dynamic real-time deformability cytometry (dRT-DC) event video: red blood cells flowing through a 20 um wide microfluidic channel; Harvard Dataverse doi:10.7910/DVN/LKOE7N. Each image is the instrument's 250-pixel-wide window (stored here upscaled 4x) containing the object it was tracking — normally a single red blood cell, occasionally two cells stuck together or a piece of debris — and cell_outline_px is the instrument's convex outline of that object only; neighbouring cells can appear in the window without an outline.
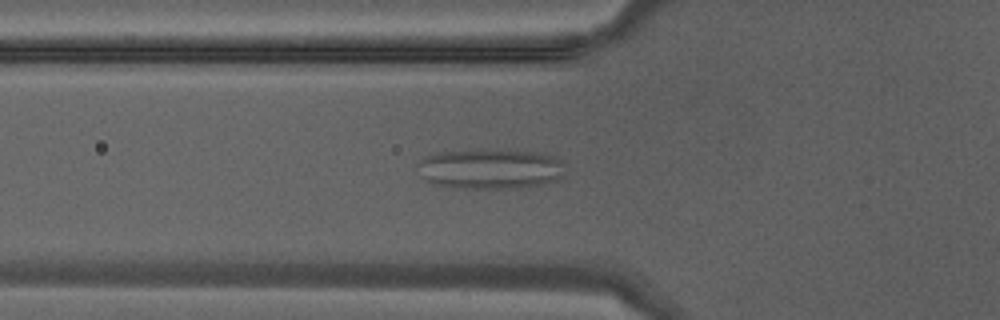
{"species": "Egyptian fruit bat (a non-hibernating species)", "species_latin": "Rousettus aegyptiacus", "temperature_condition": "warm", "stored_images_in_passage": 41, "camera_frame_rate_fps": 3000, "um_per_image_px": 0.085, "animal": {"sex": "male"}, "frame": {"image": 1, "passage_image": 16, "time_ms": 5.0, "image_size_px": [1000, 320], "cell_outline_px": [[564, 176], [560, 180], [544, 184], [516, 188], [468, 188], [432, 184], [424, 180], [420, 176], [416, 164], [424, 156], [436, 152], [548, 152], [556, 156], [560, 160]], "centroid_in_image_um": [41.68, 14.39], "position_along_channel_um": 84.1, "area_um2": 34.04}}
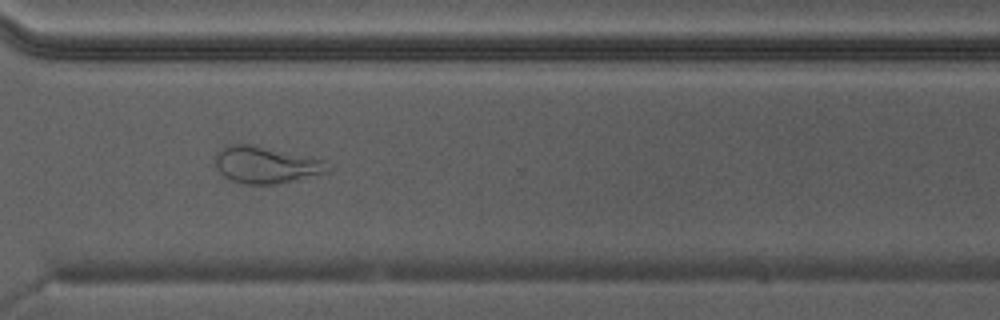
{"frame": {"image": 2, "passage_image": 32, "time_ms": 10.333, "image_size_px": [1000, 320], "cell_outline_px": [[328, 172], [292, 180], [272, 184], [244, 184], [232, 180], [224, 176], [212, 164], [216, 152], [224, 144], [252, 144], [324, 160]], "centroid_in_image_um": [22.47, 13.99], "position_along_channel_um": 348.1, "area_um2": 23.99}}
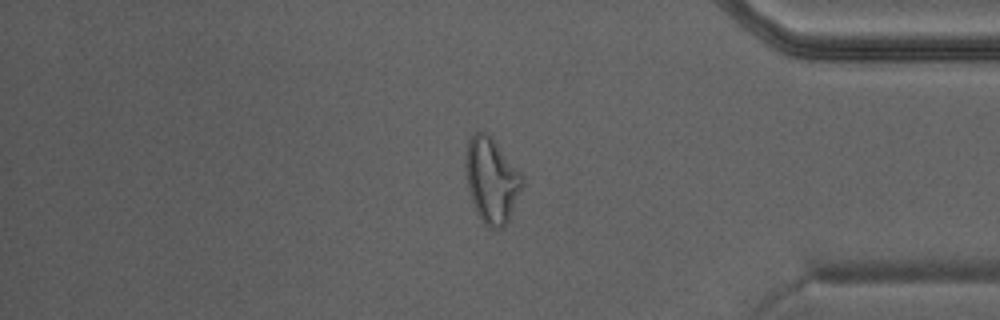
{"frame": {"image": 3, "passage_image": 36, "time_ms": 11.667, "image_size_px": [1000, 320], "cell_outline_px": [[524, 184], [508, 220], [500, 228], [488, 228], [480, 216], [472, 200], [468, 188], [464, 164], [468, 140], [472, 132], [484, 128], [492, 136], [524, 176]], "centroid_in_image_um": [41.78, 15.21], "position_along_channel_um": 393.4, "area_um2": 28.32}}